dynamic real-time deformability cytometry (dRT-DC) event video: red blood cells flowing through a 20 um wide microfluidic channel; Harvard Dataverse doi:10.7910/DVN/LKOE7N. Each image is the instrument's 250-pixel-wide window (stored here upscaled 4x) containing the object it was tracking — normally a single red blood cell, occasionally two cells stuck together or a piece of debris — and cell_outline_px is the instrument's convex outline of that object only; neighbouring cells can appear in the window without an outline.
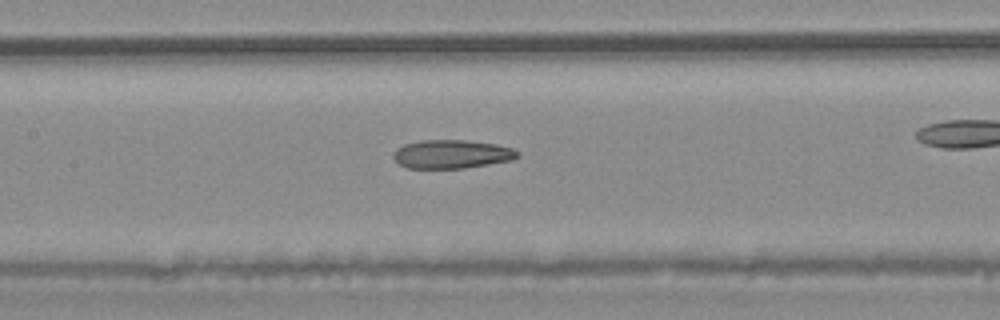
{"species": "common noctule bat (a hibernating species)", "species_latin": "Nyctalus noctula", "temperature_condition": "warm", "stored_images_in_passage": 34, "camera_frame_rate_fps": 3000, "um_per_image_px": 0.085, "animal": {"sex": "male", "body_mass_g": 20.4}, "frame": {"image": 1, "passage_image": 20, "time_ms": 6.333, "image_size_px": [1000, 320], "cell_outline_px": [[520, 156], [512, 160], [464, 168], [408, 168], [400, 164], [392, 156], [396, 148], [404, 144], [420, 140], [464, 140], [496, 144], [512, 148], [520, 152]], "centroid_in_image_um": [38.4, 13.09], "position_along_channel_um": 169.0, "area_um2": 20.69}}